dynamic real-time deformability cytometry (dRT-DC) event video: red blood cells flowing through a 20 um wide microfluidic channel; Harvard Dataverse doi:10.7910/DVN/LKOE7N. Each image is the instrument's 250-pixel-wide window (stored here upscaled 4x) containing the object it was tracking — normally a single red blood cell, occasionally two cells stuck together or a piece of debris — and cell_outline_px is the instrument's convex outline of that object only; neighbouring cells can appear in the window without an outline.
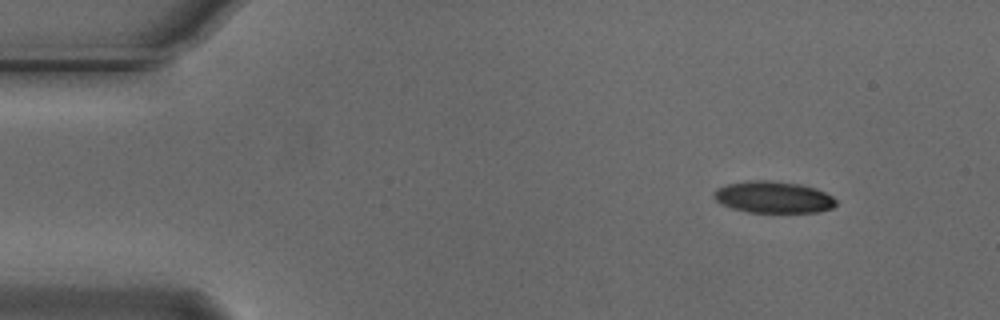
{"species": "Egyptian fruit bat (a non-hibernating species)", "species_latin": "Rousettus aegyptiacus", "temperature_condition": "cold", "stored_images_in_passage": 50, "camera_frame_rate_fps": 3000, "um_per_image_px": 0.085, "animal": {"sex": "male"}, "frame": {"image": 1, "passage_image": 1, "time_ms": 0.0, "image_size_px": [1000, 320], "cell_outline_px": [[836, 204], [832, 208], [816, 212], [748, 212], [732, 208], [720, 204], [712, 196], [712, 192], [716, 188], [728, 184], [748, 180], [772, 180], [800, 184], [816, 188], [832, 196], [836, 200]], "centroid_in_image_um": [65.7, 16.75], "position_along_channel_um": 19.3, "area_um2": 22.72}}
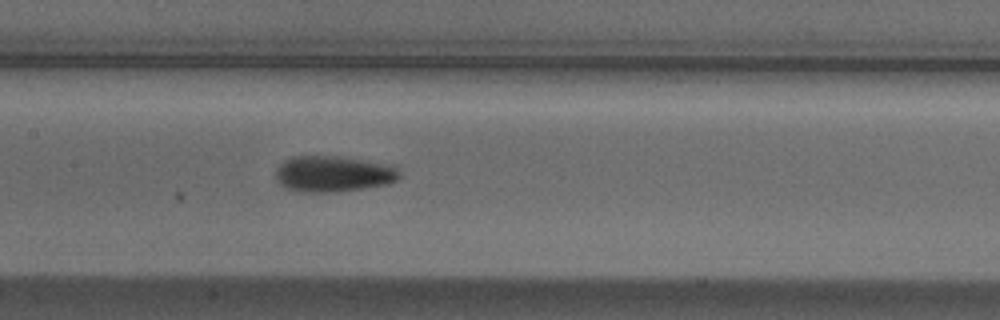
{"frame": {"image": 2, "passage_image": 21, "time_ms": 6.667, "image_size_px": [1000, 320], "cell_outline_px": [[400, 180], [388, 184], [364, 188], [332, 192], [292, 192], [280, 184], [276, 180], [276, 168], [284, 160], [292, 156], [340, 156], [396, 164], [400, 172]], "centroid_in_image_um": [28.37, 14.77], "position_along_channel_um": 179.0, "area_um2": 26.7}}
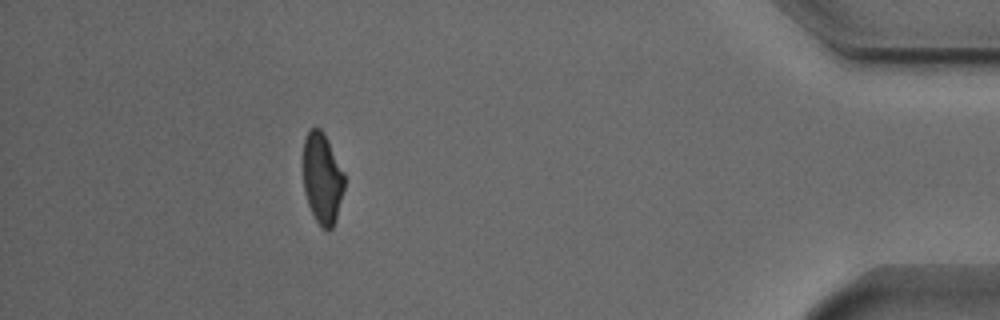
{"frame": {"image": 3, "passage_image": 44, "time_ms": 14.333, "image_size_px": [1000, 320], "cell_outline_px": [[344, 188], [336, 220], [332, 228], [328, 232], [316, 220], [308, 204], [304, 188], [304, 140], [308, 132], [312, 128], [320, 128], [324, 132], [344, 172]], "centroid_in_image_um": [27.41, 15.16], "position_along_channel_um": 407.8, "area_um2": 21.62}, "authors_computed_cell_mechanics": {"area_um2": 23.9581, "velocity_mm_per_s": 3.7245, "shape_relaxation_time_tau1_ms": 3.7502, "shape_relaxation_time_tau2_ms": 3.6129, "deformation_change_tau1": 0.1232, "deformation_change_tau2": 0.096}}